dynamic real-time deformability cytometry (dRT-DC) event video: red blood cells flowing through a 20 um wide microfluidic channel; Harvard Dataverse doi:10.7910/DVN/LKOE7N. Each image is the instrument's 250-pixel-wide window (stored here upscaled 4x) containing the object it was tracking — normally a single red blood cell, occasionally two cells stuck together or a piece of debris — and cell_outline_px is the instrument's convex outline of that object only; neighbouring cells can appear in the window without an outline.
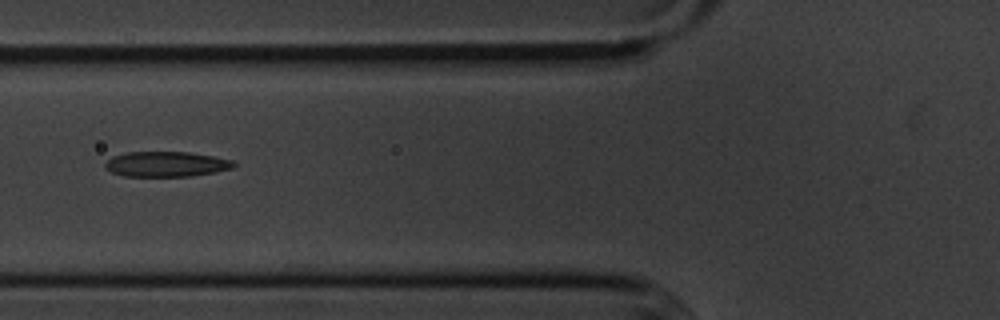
{"species": "common noctule bat (a hibernating species)", "species_latin": "Nyctalus noctula", "temperature_condition": "cold", "stored_images_in_passage": 8, "camera_frame_rate_fps": 3000, "um_per_image_px": 0.085, "animal": {"sex": "male", "body_mass_g": 20.1, "forearm_length_mm": 53.5}, "frame": {"image": 1, "passage_image": 3, "time_ms": 2.333, "image_size_px": [1000, 320], "cell_outline_px": [[236, 164], [232, 168], [216, 172], [192, 176], [120, 176], [104, 168], [104, 164], [112, 156], [128, 152], [188, 152], [212, 156], [232, 160]], "centroid_in_image_um": [14.1, 13.95], "position_along_channel_um": 111.7, "area_um2": 18.9}}
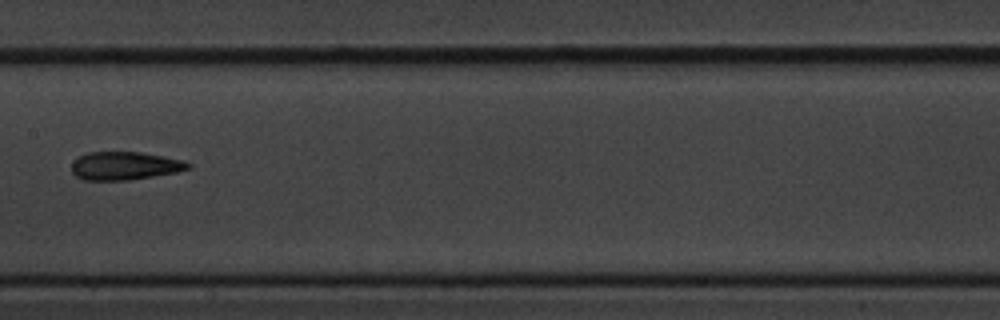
{"frame": {"image": 2, "passage_image": 5, "time_ms": 4.667, "image_size_px": [1000, 320], "cell_outline_px": [[192, 168], [176, 172], [128, 180], [84, 180], [76, 176], [72, 172], [72, 160], [88, 152], [140, 152], [164, 156], [180, 160], [192, 164]], "centroid_in_image_um": [10.59, 14.09], "position_along_channel_um": 196.8, "area_um2": 19.07}}
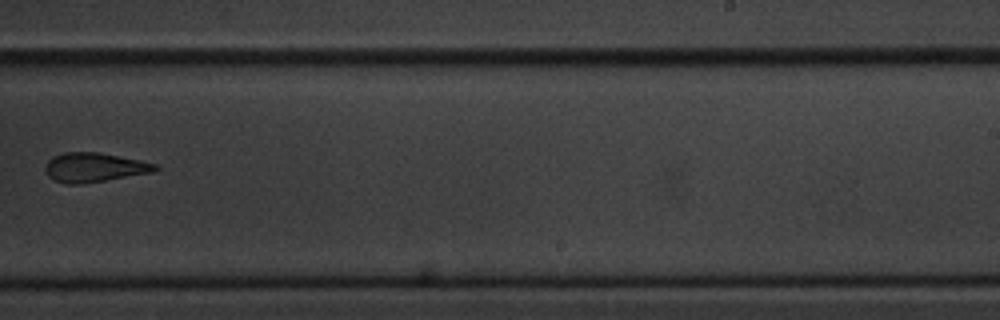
{"frame": {"image": 3, "passage_image": 7, "time_ms": 7.0, "image_size_px": [1000, 320], "cell_outline_px": [[160, 168], [156, 172], [80, 184], [68, 184], [56, 180], [48, 176], [44, 168], [48, 160], [52, 156], [64, 152], [100, 152], [140, 160], [156, 164]], "centroid_in_image_um": [8.03, 14.22], "position_along_channel_um": 281.0, "area_um2": 18.84}}